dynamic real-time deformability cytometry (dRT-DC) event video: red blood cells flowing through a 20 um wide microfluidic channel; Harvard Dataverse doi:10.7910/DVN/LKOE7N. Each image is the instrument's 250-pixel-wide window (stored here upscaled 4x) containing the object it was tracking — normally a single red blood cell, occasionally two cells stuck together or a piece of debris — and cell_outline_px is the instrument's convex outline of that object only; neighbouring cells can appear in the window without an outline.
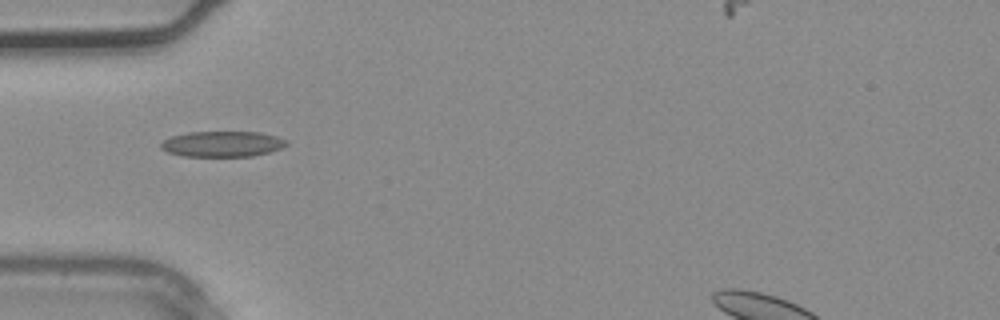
{"species": "common noctule bat (a hibernating species)", "species_latin": "Nyctalus noctula", "temperature_condition": "warm", "stored_images_in_passage": 4, "camera_frame_rate_fps": 3000, "um_per_image_px": 0.085, "animal": {"sex": "male", "body_mass_g": 20.4}, "frame": {"image": 1, "passage_image": 4, "time_ms": 1.0, "image_size_px": [1000, 320], "cell_outline_px": [[288, 144], [280, 148], [268, 152], [252, 156], [184, 156], [168, 152], [160, 148], [160, 144], [164, 140], [172, 136], [188, 132], [260, 132], [276, 136], [288, 140]], "centroid_in_image_um": [18.9, 12.23], "position_along_channel_um": 66.1, "area_um2": 18.67}}